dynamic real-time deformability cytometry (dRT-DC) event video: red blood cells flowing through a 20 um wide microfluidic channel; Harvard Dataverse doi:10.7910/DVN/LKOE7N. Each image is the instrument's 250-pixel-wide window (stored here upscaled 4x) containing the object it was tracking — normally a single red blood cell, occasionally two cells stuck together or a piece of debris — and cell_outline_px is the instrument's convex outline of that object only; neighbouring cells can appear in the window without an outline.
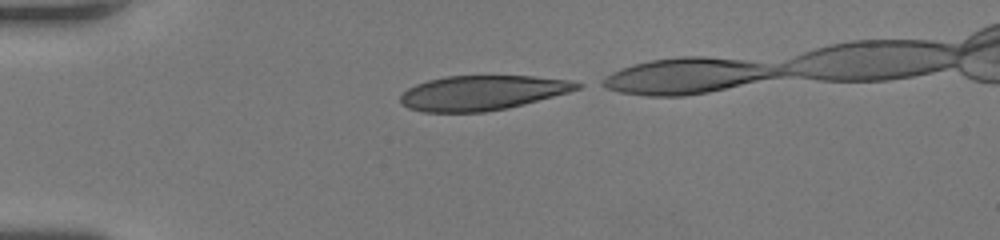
{"species": "human", "species_latin": "Homo sapiens", "temperature_condition": "room temperature", "stored_images_in_passage": 39, "camera_frame_rate_fps": 3000, "um_per_image_px": 0.085, "donor": {"sex": "female"}, "frame": {"image": 1, "passage_image": 1, "time_ms": 0.0, "image_size_px": [1000, 240], "cell_outline_px": [[584, 84], [580, 88], [568, 92], [524, 104], [508, 108], [484, 112], [424, 112], [408, 108], [400, 104], [400, 96], [408, 88], [416, 84], [428, 80], [444, 76], [532, 76], [572, 80]], "centroid_in_image_um": [40.98, 7.89], "position_along_channel_um": 44.0, "area_um2": 35.78}}
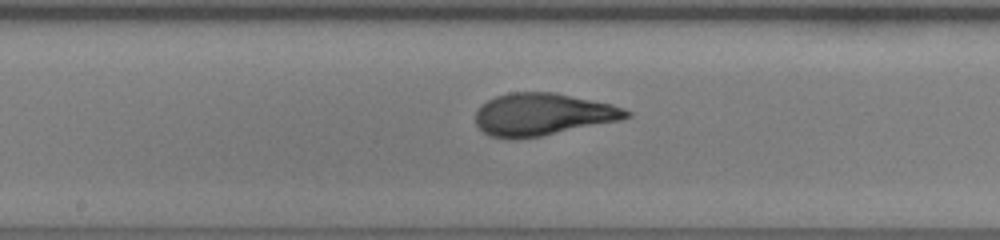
{"frame": {"image": 2, "passage_image": 18, "time_ms": 5.667, "image_size_px": [1000, 240], "cell_outline_px": [[632, 116], [620, 120], [540, 136], [516, 140], [512, 140], [488, 136], [476, 124], [476, 112], [480, 104], [496, 96], [508, 92], [556, 92], [612, 104], [624, 108], [632, 112]], "centroid_in_image_um": [46.11, 9.72], "position_along_channel_um": 202.1, "area_um2": 37.45}}
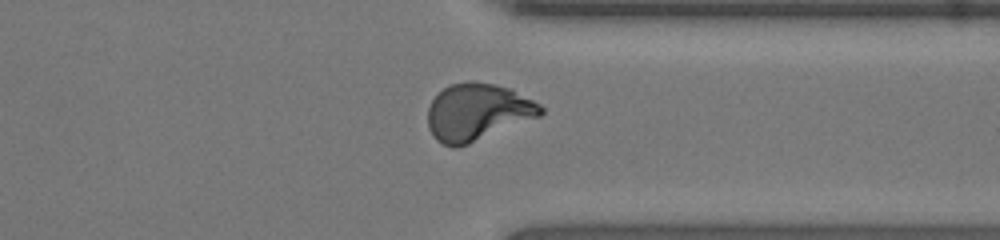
{"frame": {"image": 3, "passage_image": 33, "time_ms": 10.667, "image_size_px": [1000, 240], "cell_outline_px": [[544, 112], [540, 116], [468, 144], [456, 148], [452, 148], [436, 140], [428, 128], [428, 108], [432, 100], [444, 88], [452, 84], [464, 80], [472, 80], [496, 84], [512, 88], [540, 104], [544, 108]], "centroid_in_image_um": [40.59, 9.51], "position_along_channel_um": 370.8, "area_um2": 37.74}}